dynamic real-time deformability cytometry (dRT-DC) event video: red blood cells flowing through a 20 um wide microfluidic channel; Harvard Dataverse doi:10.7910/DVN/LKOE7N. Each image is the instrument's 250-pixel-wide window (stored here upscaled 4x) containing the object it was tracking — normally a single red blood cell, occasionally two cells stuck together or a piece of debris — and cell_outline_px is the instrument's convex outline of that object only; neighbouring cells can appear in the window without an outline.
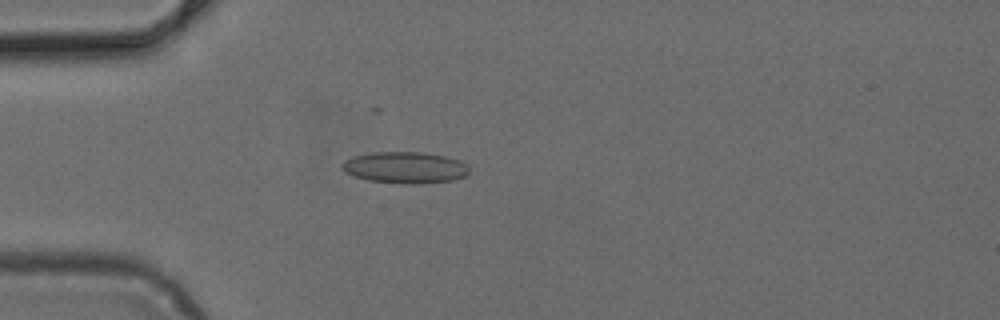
{"species": "common noctule bat (a hibernating species)", "species_latin": "Nyctalus noctula", "temperature_condition": "cold", "stored_images_in_passage": 49, "camera_frame_rate_fps": 3000, "um_per_image_px": 0.085, "animal": {"sex": "female", "body_mass_g": 24.6, "forearm_length_mm": 56.2}, "frame": {"image": 1, "passage_image": 13, "time_ms": 4.0, "image_size_px": [1000, 320], "cell_outline_px": [[468, 176], [452, 180], [424, 184], [404, 184], [368, 180], [344, 172], [340, 168], [340, 164], [344, 160], [356, 156], [376, 152], [420, 152], [444, 156], [460, 160], [468, 168]], "centroid_in_image_um": [34.42, 14.25], "position_along_channel_um": 50.6, "area_um2": 23.35}}
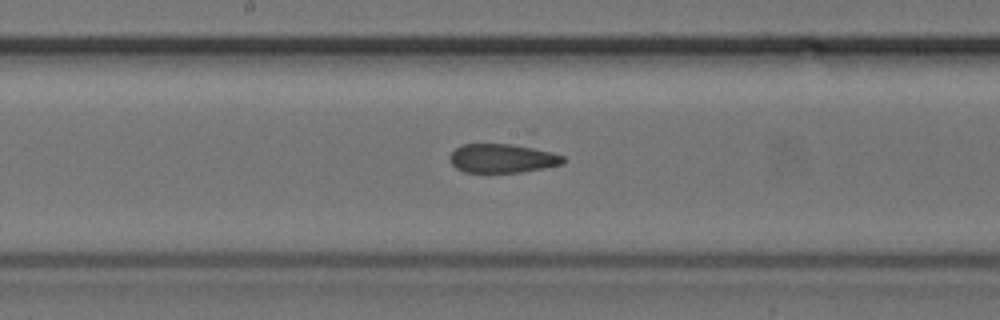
{"frame": {"image": 2, "passage_image": 25, "time_ms": 8.0, "image_size_px": [1000, 320], "cell_outline_px": [[564, 164], [520, 172], [464, 172], [456, 168], [452, 164], [448, 156], [460, 144], [512, 144], [552, 152], [564, 156]], "centroid_in_image_um": [42.67, 13.45], "position_along_channel_um": 205.5, "area_um2": 19.02}}
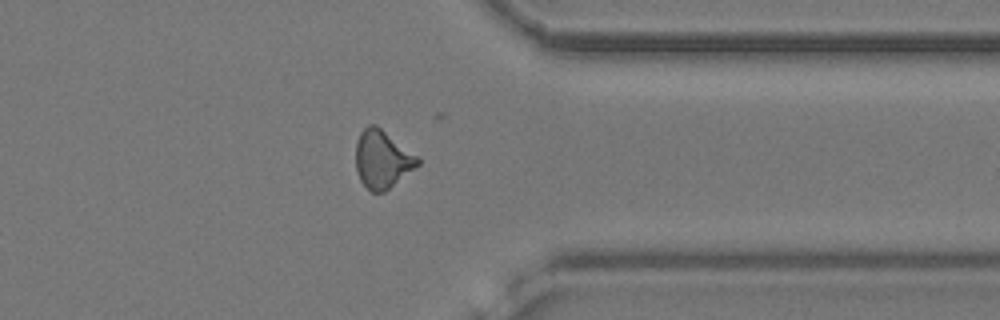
{"frame": {"image": 3, "passage_image": 38, "time_ms": 12.333, "image_size_px": [1000, 320], "cell_outline_px": [[420, 164], [384, 192], [372, 192], [360, 180], [356, 168], [356, 140], [360, 132], [368, 124], [376, 124], [420, 156]], "centroid_in_image_um": [32.51, 13.5], "position_along_channel_um": 378.9, "area_um2": 21.1}}